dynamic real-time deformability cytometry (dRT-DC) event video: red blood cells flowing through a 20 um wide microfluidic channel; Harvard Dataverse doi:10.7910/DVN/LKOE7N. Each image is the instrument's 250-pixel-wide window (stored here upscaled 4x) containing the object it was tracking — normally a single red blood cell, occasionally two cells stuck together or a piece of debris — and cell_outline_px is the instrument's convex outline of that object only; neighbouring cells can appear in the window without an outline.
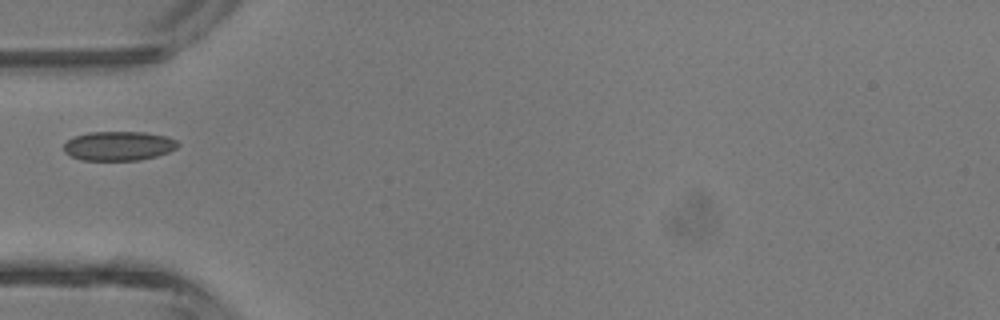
{"species": "common noctule bat (a hibernating species)", "species_latin": "Nyctalus noctula", "temperature_condition": "room temperature", "stored_images_in_passage": 1, "camera_frame_rate_fps": 3000, "um_per_image_px": 0.085, "animal": {"sex": "male", "body_mass_g": 13.3}, "frame": {"image": 1, "passage_image": 1, "time_ms": 0.0, "image_size_px": [1000, 320], "cell_outline_px": [[180, 144], [176, 148], [168, 152], [156, 156], [136, 160], [80, 160], [64, 152], [64, 144], [68, 140], [76, 136], [88, 132], [144, 132], [168, 136], [176, 140]], "centroid_in_image_um": [10.1, 12.4], "position_along_channel_um": 74.9, "area_um2": 19.42}}